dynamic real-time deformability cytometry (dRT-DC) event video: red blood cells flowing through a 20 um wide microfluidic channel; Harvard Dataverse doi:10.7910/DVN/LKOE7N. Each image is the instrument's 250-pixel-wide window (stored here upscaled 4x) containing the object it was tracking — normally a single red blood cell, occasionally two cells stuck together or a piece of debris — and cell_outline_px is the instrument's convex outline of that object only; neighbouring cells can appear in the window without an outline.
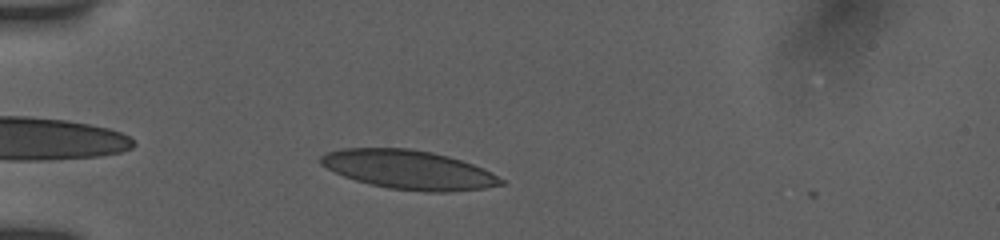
{"species": "human", "species_latin": "Homo sapiens", "temperature_condition": "room temperature", "stored_images_in_passage": 12, "camera_frame_rate_fps": 3000, "um_per_image_px": 0.085, "donor": {"sex": "female"}, "frame": {"image": 1, "passage_image": 5, "time_ms": 1.0, "image_size_px": [1000, 240], "cell_outline_px": [[504, 184], [484, 188], [448, 192], [424, 192], [388, 188], [356, 180], [344, 176], [320, 164], [320, 156], [328, 152], [344, 148], [408, 148], [432, 152], [448, 156], [472, 164], [492, 172], [504, 180]], "centroid_in_image_um": [34.76, 14.43], "position_along_channel_um": 50.2, "area_um2": 40.69}}
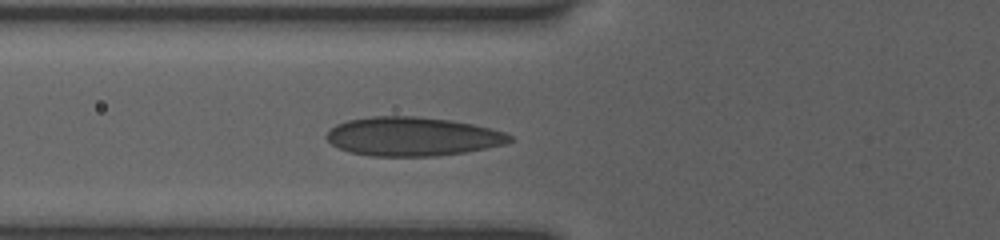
{"frame": {"image": 2, "passage_image": 12, "time_ms": 2.667, "image_size_px": [1000, 240], "cell_outline_px": [[512, 140], [504, 144], [488, 148], [464, 152], [436, 156], [372, 156], [348, 152], [332, 144], [324, 136], [336, 124], [348, 120], [372, 116], [416, 116], [448, 120], [472, 124], [504, 132], [512, 136]], "centroid_in_image_um": [35.04, 11.6], "position_along_channel_um": 90.8, "area_um2": 41.33}}